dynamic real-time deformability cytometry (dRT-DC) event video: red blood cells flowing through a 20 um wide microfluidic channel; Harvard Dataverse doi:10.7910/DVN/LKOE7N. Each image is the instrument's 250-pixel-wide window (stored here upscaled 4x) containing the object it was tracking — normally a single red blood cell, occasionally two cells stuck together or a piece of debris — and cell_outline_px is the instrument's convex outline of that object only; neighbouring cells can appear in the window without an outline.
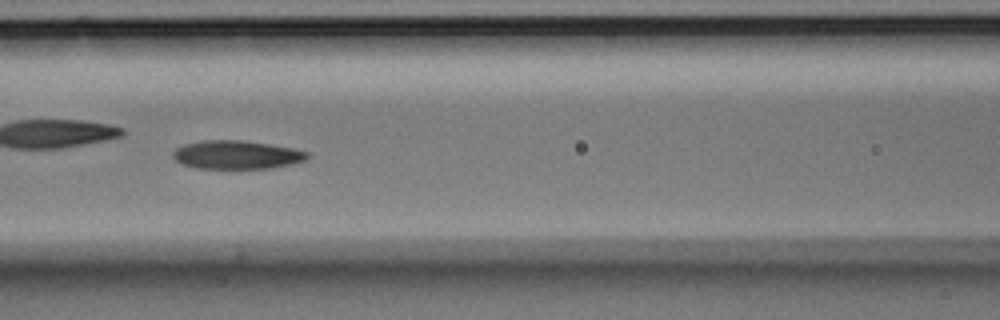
{"species": "Egyptian fruit bat (a non-hibernating species)", "species_latin": "Rousettus aegyptiacus", "temperature_condition": "room temperature", "stored_images_in_passage": 13, "camera_frame_rate_fps": 3000, "um_per_image_px": 0.085, "animal": {"sex": "male"}, "frame": {"image": 1, "passage_image": 6, "time_ms": 1.667, "image_size_px": [1000, 320], "cell_outline_px": [[308, 156], [304, 160], [292, 164], [272, 168], [196, 168], [180, 164], [172, 156], [172, 152], [176, 148], [184, 144], [204, 140], [240, 140], [268, 144], [292, 148], [308, 152]], "centroid_in_image_um": [20.07, 13.16], "position_along_channel_um": 146.5, "area_um2": 22.2}}
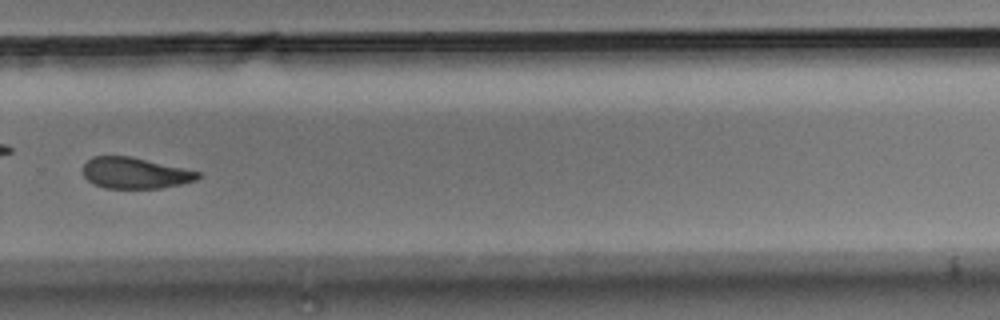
{"frame": {"image": 2, "passage_image": 10, "time_ms": 3.0, "image_size_px": [1000, 320], "cell_outline_px": [[200, 176], [196, 180], [180, 184], [160, 188], [104, 188], [92, 184], [84, 176], [84, 164], [92, 156], [128, 156], [200, 172]], "centroid_in_image_um": [11.44, 14.72], "position_along_channel_um": 318.4, "area_um2": 20.52}}
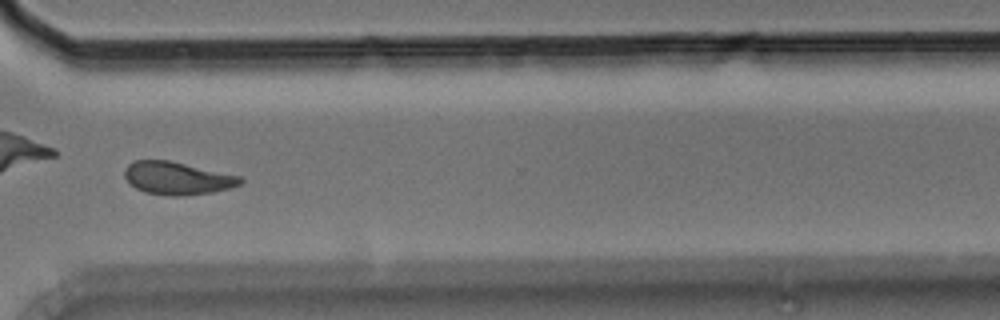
{"frame": {"image": 3, "passage_image": 11, "time_ms": 3.333, "image_size_px": [1000, 320], "cell_outline_px": [[244, 180], [240, 184], [228, 188], [212, 192], [180, 196], [172, 196], [144, 192], [136, 188], [124, 176], [124, 168], [132, 160], [168, 160], [240, 176]], "centroid_in_image_um": [15.03, 15.14], "position_along_channel_um": 355.6, "area_um2": 21.91}}